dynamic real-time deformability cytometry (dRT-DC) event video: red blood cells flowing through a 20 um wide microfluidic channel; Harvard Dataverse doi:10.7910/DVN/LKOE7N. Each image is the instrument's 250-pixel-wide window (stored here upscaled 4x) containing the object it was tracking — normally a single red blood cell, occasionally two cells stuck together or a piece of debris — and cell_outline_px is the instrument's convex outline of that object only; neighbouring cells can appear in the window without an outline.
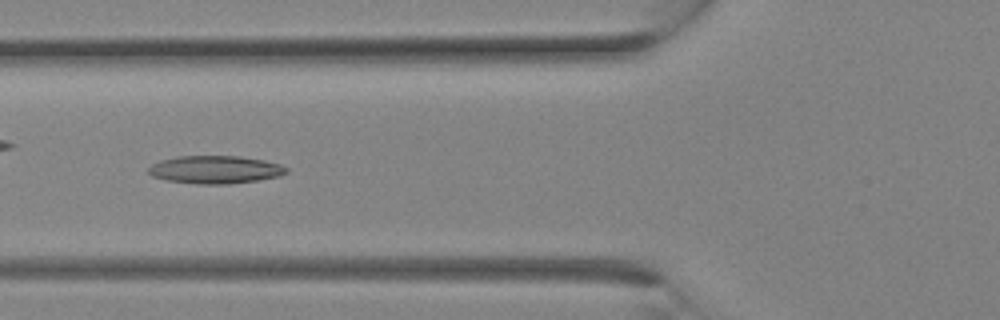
{"species": "Egyptian fruit bat (a non-hibernating species)", "species_latin": "Rousettus aegyptiacus", "temperature_condition": "room temperature", "stored_images_in_passage": 13, "camera_frame_rate_fps": 3000, "um_per_image_px": 0.085, "animal": {"sex": "female"}, "frame": {"image": 1, "passage_image": 10, "time_ms": 3.0, "image_size_px": [1000, 320], "cell_outline_px": [[288, 172], [280, 176], [256, 180], [228, 184], [196, 184], [168, 180], [152, 176], [148, 172], [148, 168], [152, 164], [160, 160], [176, 156], [240, 156], [264, 160], [280, 164], [288, 168]], "centroid_in_image_um": [18.29, 14.41], "position_along_channel_um": 107.5, "area_um2": 22.43}}
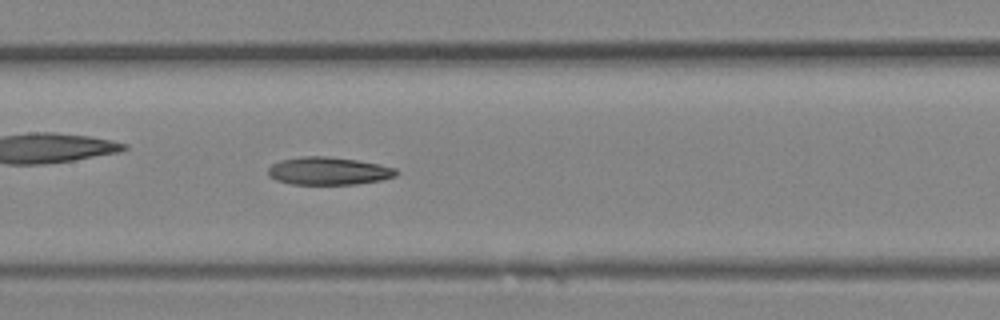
{"frame": {"image": 2, "passage_image": 13, "time_ms": 4.0, "image_size_px": [1000, 320], "cell_outline_px": [[400, 172], [396, 176], [380, 180], [356, 184], [292, 184], [276, 180], [268, 176], [268, 168], [272, 164], [280, 160], [300, 156], [328, 156], [356, 160], [380, 164], [396, 168]], "centroid_in_image_um": [27.92, 14.52], "position_along_channel_um": 179.5, "area_um2": 20.87}}